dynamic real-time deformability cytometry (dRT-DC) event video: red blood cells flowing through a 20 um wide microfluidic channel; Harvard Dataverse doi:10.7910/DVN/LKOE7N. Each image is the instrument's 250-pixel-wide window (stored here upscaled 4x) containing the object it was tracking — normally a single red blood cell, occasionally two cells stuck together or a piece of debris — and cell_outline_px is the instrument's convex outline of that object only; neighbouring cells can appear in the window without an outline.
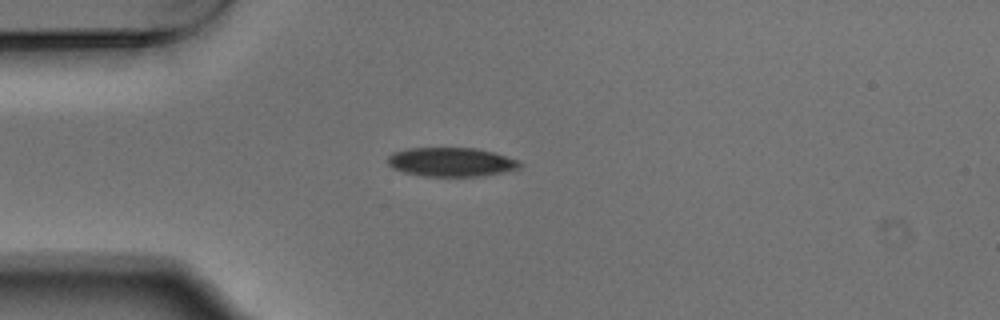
{"species": "Egyptian fruit bat (a non-hibernating species)", "species_latin": "Rousettus aegyptiacus", "temperature_condition": "warm", "stored_images_in_passage": 41, "camera_frame_rate_fps": 3000, "um_per_image_px": 0.085, "animal": {"sex": "male"}, "frame": {"image": 1, "passage_image": 1, "time_ms": 0.0, "image_size_px": [1000, 320], "cell_outline_px": [[520, 164], [516, 168], [500, 172], [472, 176], [424, 176], [404, 172], [392, 168], [388, 164], [388, 156], [392, 152], [408, 148], [476, 148], [492, 152], [520, 160]], "centroid_in_image_um": [38.27, 13.76], "position_along_channel_um": 46.7, "area_um2": 21.96}}
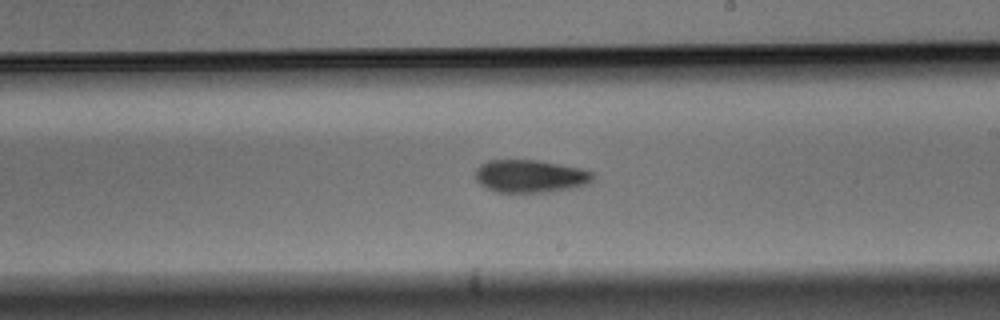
{"frame": {"image": 2, "passage_image": 18, "time_ms": 5.667, "image_size_px": [1000, 320], "cell_outline_px": [[596, 176], [588, 184], [572, 188], [544, 192], [496, 192], [484, 188], [476, 180], [476, 168], [480, 164], [488, 160], [536, 160], [560, 164], [580, 168], [596, 172]], "centroid_in_image_um": [45.08, 14.97], "position_along_channel_um": 243.9, "area_um2": 22.66}}
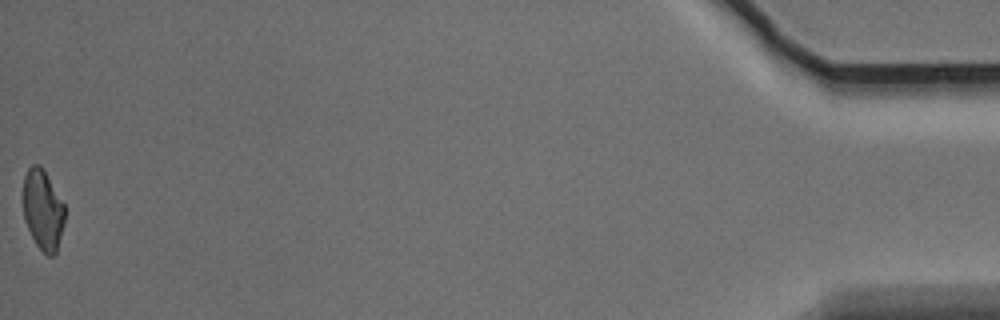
{"frame": {"image": 3, "passage_image": 41, "time_ms": 13.333, "image_size_px": [1000, 320], "cell_outline_px": [[64, 224], [56, 252], [52, 256], [48, 256], [36, 244], [24, 220], [24, 176], [28, 168], [32, 164], [40, 164], [44, 168], [64, 204]], "centroid_in_image_um": [3.65, 17.8], "position_along_channel_um": 431.5, "area_um2": 19.36}, "authors_computed_cell_mechanics": {"area_um2": 21.964, "velocity_mm_per_s": 3.7302, "shape_relaxation_time_tau1_ms": 2.6323, "shape_relaxation_time_tau2_ms": null, "deformation_change_tau1": 0.0999, "deformation_change_tau2": null}}